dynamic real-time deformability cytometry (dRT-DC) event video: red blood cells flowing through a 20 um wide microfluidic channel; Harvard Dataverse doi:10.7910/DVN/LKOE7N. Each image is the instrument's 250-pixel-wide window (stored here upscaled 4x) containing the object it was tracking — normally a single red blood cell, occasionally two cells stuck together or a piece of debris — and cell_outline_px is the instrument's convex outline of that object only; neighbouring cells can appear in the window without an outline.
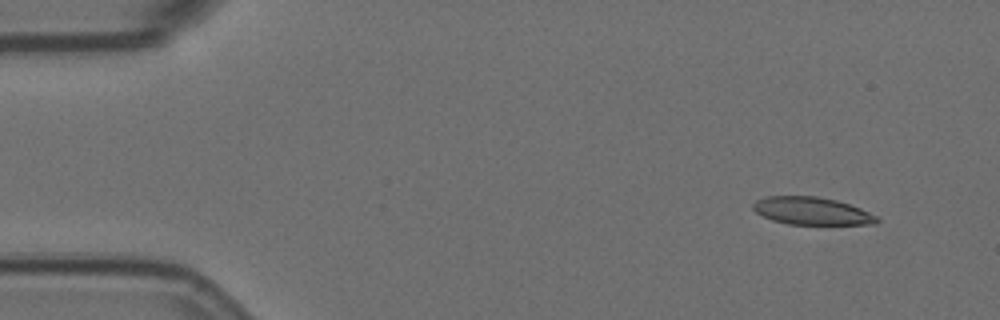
{"species": "Egyptian fruit bat (a non-hibernating species)", "species_latin": "Rousettus aegyptiacus", "temperature_condition": "room temperature", "stored_images_in_passage": 5, "camera_frame_rate_fps": 3000, "um_per_image_px": 0.085, "animal": {"sex": "female"}, "frame": {"image": 1, "passage_image": 2, "time_ms": 0.333, "image_size_px": [1000, 320], "cell_outline_px": [[880, 220], [876, 224], [788, 224], [772, 220], [756, 212], [752, 208], [752, 204], [756, 200], [764, 196], [816, 196], [836, 200], [860, 208], [876, 216]], "centroid_in_image_um": [68.97, 17.93], "position_along_channel_um": 16.0, "area_um2": 19.83}}
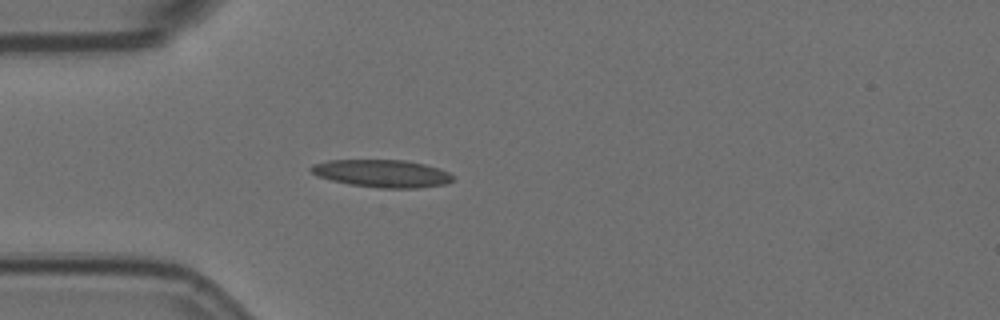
{"frame": {"image": 2, "passage_image": 5, "time_ms": 1.333, "image_size_px": [1000, 320], "cell_outline_px": [[456, 176], [452, 180], [444, 184], [416, 188], [380, 188], [348, 184], [316, 176], [308, 168], [312, 164], [328, 160], [404, 160], [424, 164], [440, 168]], "centroid_in_image_um": [32.46, 14.74], "position_along_channel_um": 52.5, "area_um2": 22.89}}